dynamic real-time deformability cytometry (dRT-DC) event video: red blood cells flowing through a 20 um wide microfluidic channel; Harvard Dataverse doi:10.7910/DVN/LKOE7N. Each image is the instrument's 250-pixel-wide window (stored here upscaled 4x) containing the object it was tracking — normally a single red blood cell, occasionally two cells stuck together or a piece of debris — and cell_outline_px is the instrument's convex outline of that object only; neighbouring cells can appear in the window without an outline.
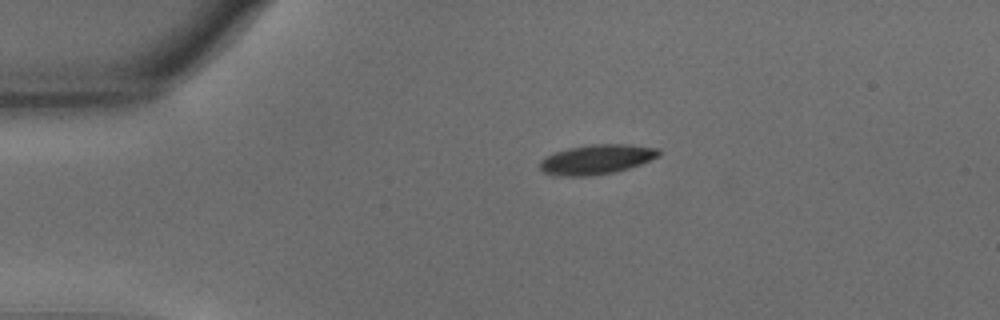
{"species": "common noctule bat (a hibernating species)", "species_latin": "Nyctalus noctula", "temperature_condition": "warm", "stored_images_in_passage": 46, "camera_frame_rate_fps": 3000, "um_per_image_px": 0.085, "animal": {"sex": "male", "body_mass_g": 15.6}, "frame": {"image": 1, "passage_image": 1, "time_ms": 0.0, "image_size_px": [1000, 320], "cell_outline_px": [[660, 156], [640, 164], [628, 168], [612, 172], [588, 176], [548, 176], [540, 168], [540, 160], [544, 156], [568, 148], [592, 144], [628, 144], [660, 148]], "centroid_in_image_um": [50.68, 13.55], "position_along_channel_um": 34.3, "area_um2": 20.69}}
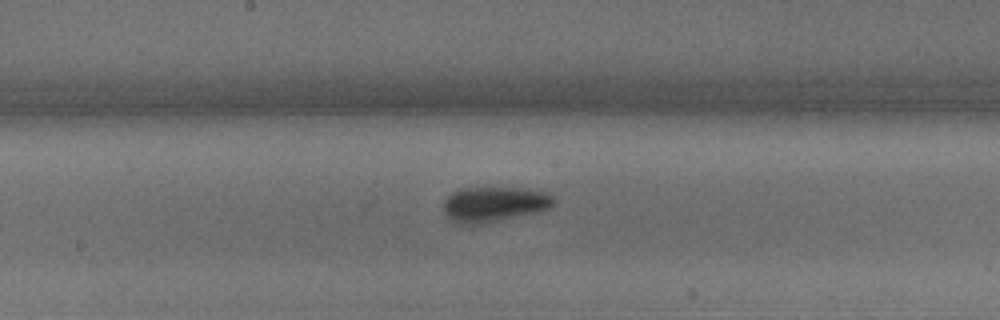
{"frame": {"image": 2, "passage_image": 19, "time_ms": 6.0, "image_size_px": [1000, 320], "cell_outline_px": [[556, 200], [548, 208], [484, 224], [456, 224], [444, 212], [444, 200], [452, 192], [460, 188], [528, 188], [544, 192], [552, 196]], "centroid_in_image_um": [41.95, 17.35], "position_along_channel_um": 206.2, "area_um2": 22.31}}
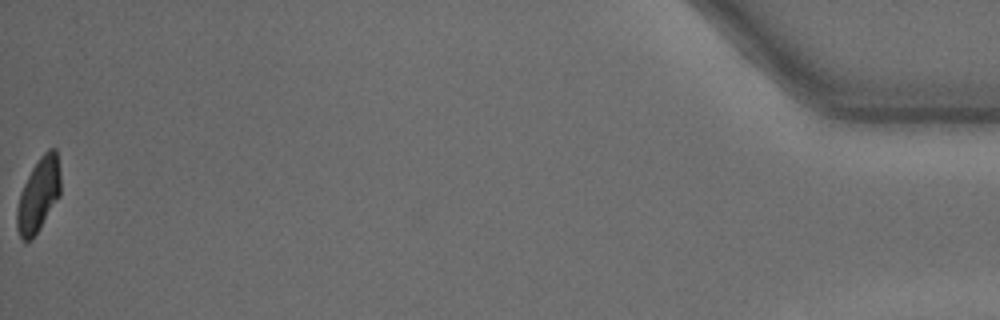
{"frame": {"image": 3, "passage_image": 46, "time_ms": 15.0, "image_size_px": [1000, 320], "cell_outline_px": [[60, 196], [40, 228], [32, 240], [24, 240], [20, 236], [16, 228], [16, 208], [20, 192], [32, 168], [40, 156], [48, 148], [56, 148], [60, 172]], "centroid_in_image_um": [3.27, 16.56], "position_along_channel_um": 431.9, "area_um2": 18.9}, "authors_computed_cell_mechanics": {"area_um2": 20.9236, "velocity_mm_per_s": 3.5804, "shape_relaxation_time_tau1_ms": 2.8155, "shape_relaxation_time_tau2_ms": 3.5581, "deformation_change_tau1": 0.119, "deformation_change_tau2": 0.0941}}